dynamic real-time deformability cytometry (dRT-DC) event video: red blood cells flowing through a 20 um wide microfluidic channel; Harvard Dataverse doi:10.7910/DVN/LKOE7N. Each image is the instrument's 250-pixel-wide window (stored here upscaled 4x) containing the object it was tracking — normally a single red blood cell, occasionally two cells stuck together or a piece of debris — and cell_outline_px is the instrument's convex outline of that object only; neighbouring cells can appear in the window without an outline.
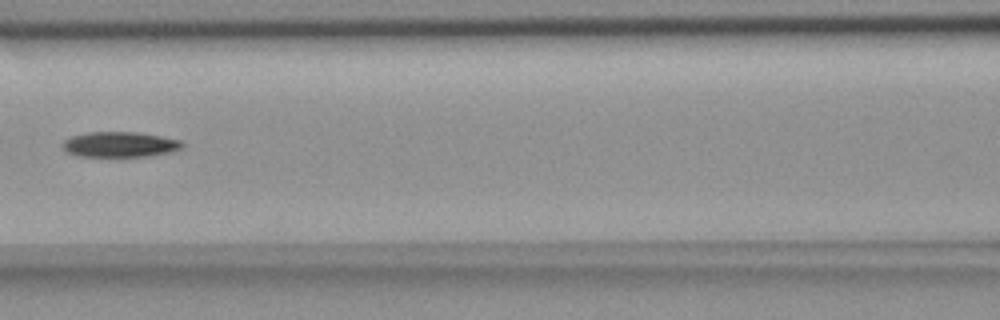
{"species": "common noctule bat (a hibernating species)", "species_latin": "Nyctalus noctula", "temperature_condition": "room temperature", "stored_images_in_passage": 8, "camera_frame_rate_fps": 3000, "um_per_image_px": 0.085, "animal": {"sex": "female", "body_mass_g": 18.4}, "frame": {"image": 1, "passage_image": 6, "time_ms": 5.667, "image_size_px": [1000, 320], "cell_outline_px": [[184, 144], [180, 148], [168, 152], [148, 156], [80, 156], [68, 152], [64, 148], [64, 140], [72, 136], [88, 132], [136, 132], [160, 136], [180, 140]], "centroid_in_image_um": [10.19, 12.27], "position_along_channel_um": 156.4, "area_um2": 17.28}}
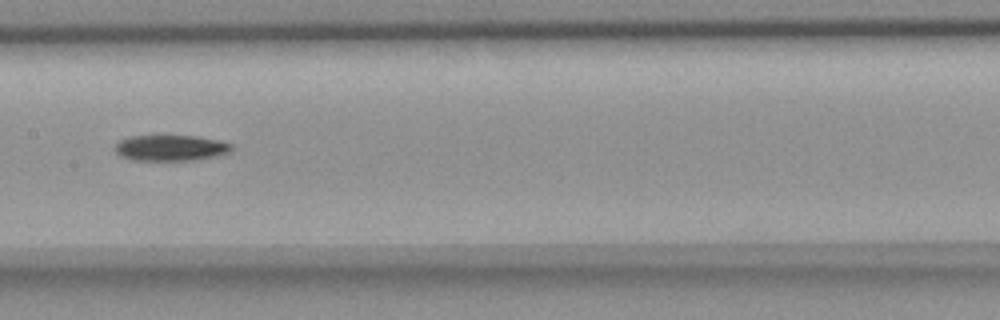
{"frame": {"image": 2, "passage_image": 7, "time_ms": 6.667, "image_size_px": [1000, 320], "cell_outline_px": [[232, 148], [228, 152], [216, 156], [192, 160], [132, 160], [120, 156], [116, 152], [116, 144], [120, 140], [132, 136], [196, 136], [216, 140], [232, 144]], "centroid_in_image_um": [14.49, 12.57], "position_along_channel_um": 192.9, "area_um2": 17.28}}
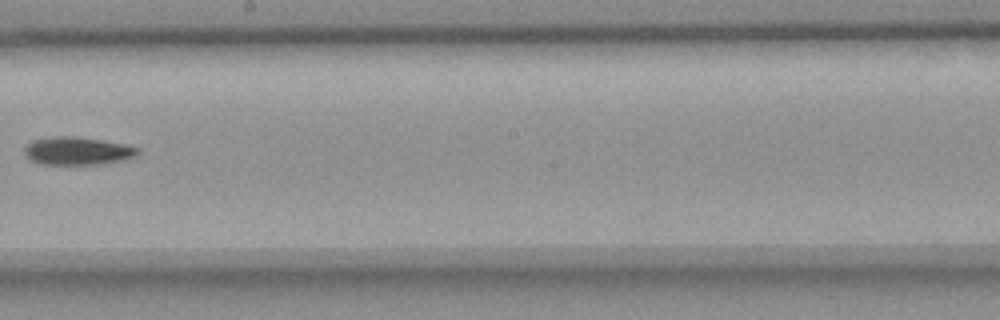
{"frame": {"image": 3, "passage_image": 8, "time_ms": 8.0, "image_size_px": [1000, 320], "cell_outline_px": [[140, 152], [132, 156], [108, 164], [44, 164], [32, 160], [24, 152], [24, 148], [32, 140], [52, 136], [72, 136], [100, 140], [124, 144], [140, 148]], "centroid_in_image_um": [6.58, 12.82], "position_along_channel_um": 241.6, "area_um2": 18.21}}